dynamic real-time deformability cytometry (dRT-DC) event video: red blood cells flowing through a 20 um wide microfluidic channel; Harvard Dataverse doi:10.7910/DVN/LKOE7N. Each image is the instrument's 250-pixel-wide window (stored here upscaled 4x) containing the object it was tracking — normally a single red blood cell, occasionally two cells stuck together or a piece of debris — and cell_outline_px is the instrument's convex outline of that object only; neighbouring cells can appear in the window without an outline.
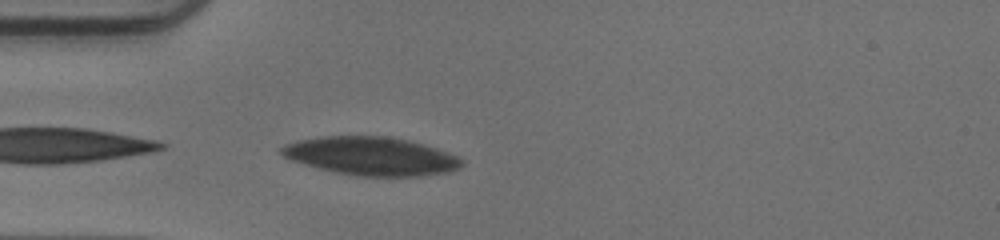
{"species": "human", "species_latin": "Homo sapiens", "temperature_condition": "warm", "stored_images_in_passage": 38, "camera_frame_rate_fps": 3000, "um_per_image_px": 0.085, "donor": {"sex": "male"}, "frame": {"image": 1, "passage_image": 1, "time_ms": 0.0, "image_size_px": [1000, 240], "cell_outline_px": [[464, 164], [460, 168], [448, 172], [420, 176], [356, 176], [336, 172], [304, 164], [292, 160], [284, 156], [280, 152], [280, 148], [284, 144], [300, 140], [320, 136], [388, 136], [408, 140], [424, 144], [460, 156], [464, 160]], "centroid_in_image_um": [31.6, 13.26], "position_along_channel_um": 53.4, "area_um2": 40.4}}
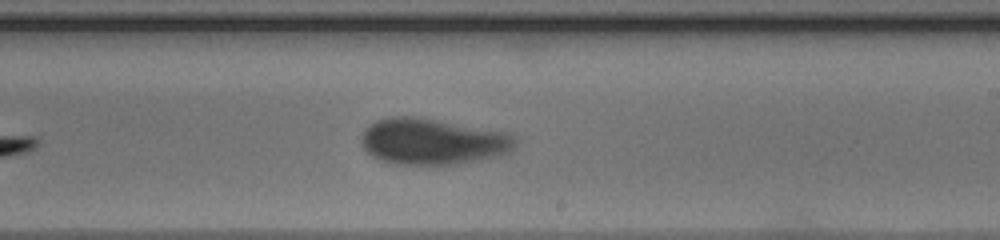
{"frame": {"image": 2, "passage_image": 17, "time_ms": 5.333, "image_size_px": [1000, 240], "cell_outline_px": [[516, 144], [508, 152], [500, 156], [456, 164], [392, 164], [380, 160], [372, 156], [364, 148], [360, 140], [364, 128], [368, 124], [376, 120], [388, 116], [420, 116], [508, 132], [516, 136]], "centroid_in_image_um": [36.76, 12.0], "position_along_channel_um": 252.2, "area_um2": 42.08}}
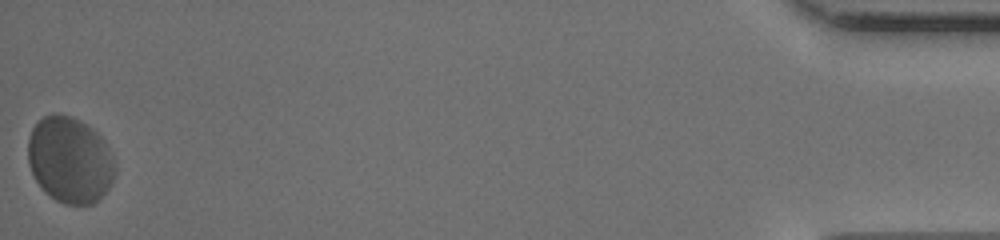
{"frame": {"image": 3, "passage_image": 38, "time_ms": 12.333, "image_size_px": [1000, 240], "cell_outline_px": [[116, 172], [112, 184], [92, 204], [64, 204], [56, 200], [44, 192], [40, 188], [28, 164], [28, 136], [32, 128], [44, 116], [52, 112], [60, 112], [72, 116], [80, 120], [92, 128], [104, 140], [112, 152], [116, 164]], "centroid_in_image_um": [5.94, 13.57], "position_along_channel_um": 429.3, "area_um2": 44.33}, "authors_computed_cell_mechanics": {"area_um2": 41.1536, "velocity_mm_per_s": 3.891, "shape_relaxation_time_tau1_ms": 3.4574, "shape_relaxation_time_tau2_ms": 1.3804, "deformation_change_tau1": 0.1003, "deformation_change_tau2": 0.0672}}